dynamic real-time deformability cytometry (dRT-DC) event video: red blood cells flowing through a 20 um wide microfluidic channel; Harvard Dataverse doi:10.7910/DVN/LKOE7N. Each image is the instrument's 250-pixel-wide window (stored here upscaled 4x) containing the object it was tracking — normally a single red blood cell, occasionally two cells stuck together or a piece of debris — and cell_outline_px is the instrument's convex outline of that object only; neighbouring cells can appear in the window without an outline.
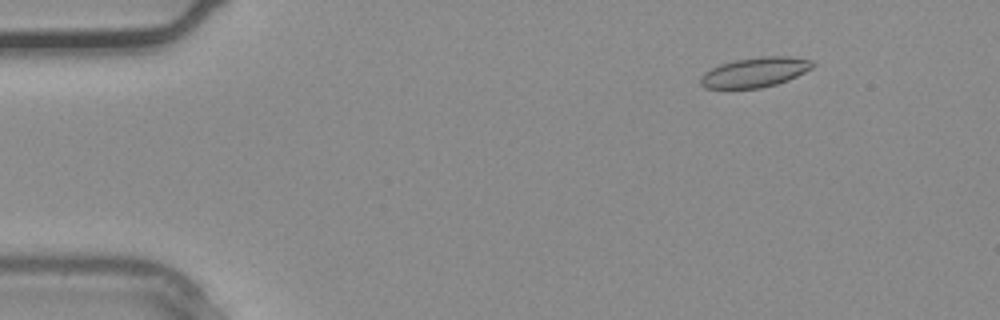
{"species": "common noctule bat (a hibernating species)", "species_latin": "Nyctalus noctula", "temperature_condition": "warm", "stored_images_in_passage": 34, "camera_frame_rate_fps": 3000, "um_per_image_px": 0.085, "animal": {"sex": "male", "body_mass_g": 20.4}, "frame": {"image": 1, "passage_image": 3, "time_ms": 0.667, "image_size_px": [1000, 320], "cell_outline_px": [[816, 64], [812, 68], [788, 80], [776, 84], [760, 88], [704, 88], [700, 84], [700, 76], [704, 72], [720, 64], [736, 60], [760, 56], [792, 56], [812, 60]], "centroid_in_image_um": [64.18, 6.13], "position_along_channel_um": 20.8, "area_um2": 19.54}}
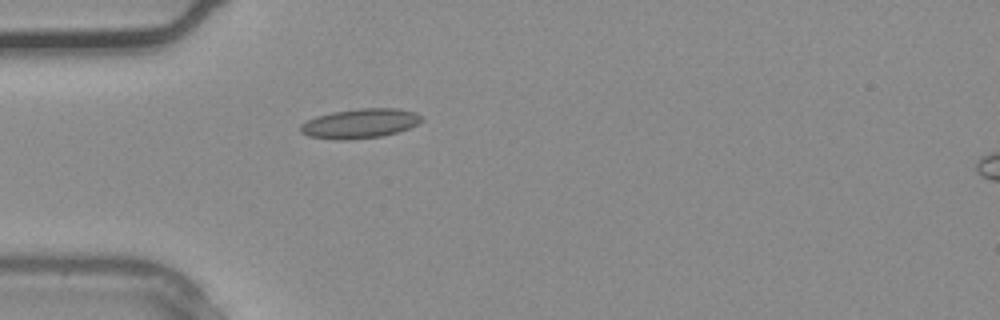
{"frame": {"image": 2, "passage_image": 9, "time_ms": 2.667, "image_size_px": [1000, 320], "cell_outline_px": [[424, 120], [408, 128], [396, 132], [380, 136], [348, 140], [336, 140], [308, 136], [300, 132], [300, 124], [316, 116], [332, 112], [360, 108], [396, 108], [416, 112]], "centroid_in_image_um": [30.57, 10.49], "position_along_channel_um": 54.4, "area_um2": 20.81}}
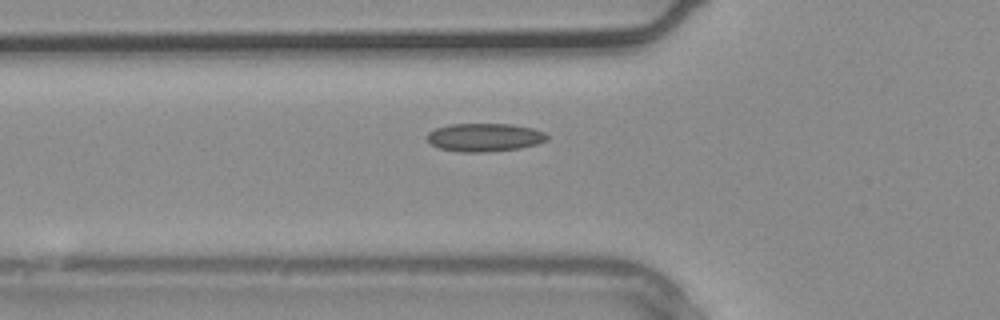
{"frame": {"image": 3, "passage_image": 11, "time_ms": 3.333, "image_size_px": [1000, 320], "cell_outline_px": [[548, 140], [536, 144], [520, 148], [488, 152], [460, 152], [440, 148], [432, 144], [428, 140], [428, 132], [436, 128], [448, 124], [512, 124], [532, 128], [544, 132], [548, 136]], "centroid_in_image_um": [41.2, 11.67], "position_along_channel_um": 84.6, "area_um2": 19.71}}